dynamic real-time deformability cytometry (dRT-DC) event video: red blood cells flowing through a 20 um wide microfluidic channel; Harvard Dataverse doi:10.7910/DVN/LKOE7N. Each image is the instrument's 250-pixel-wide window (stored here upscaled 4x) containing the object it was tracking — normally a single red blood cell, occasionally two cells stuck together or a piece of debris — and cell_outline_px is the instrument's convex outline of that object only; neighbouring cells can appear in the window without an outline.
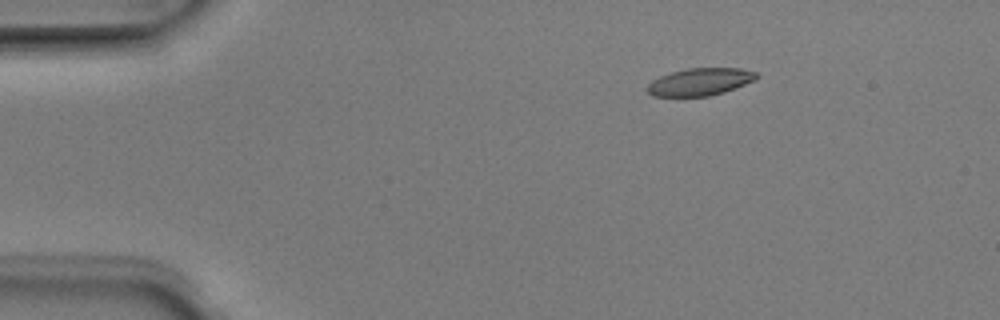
{"species": "Egyptian fruit bat (a non-hibernating species)", "species_latin": "Rousettus aegyptiacus", "temperature_condition": "room temperature", "stored_images_in_passage": 5, "camera_frame_rate_fps": 3000, "um_per_image_px": 0.085, "animal": {"sex": "male"}, "frame": {"image": 1, "passage_image": 3, "time_ms": 0.667, "image_size_px": [1000, 320], "cell_outline_px": [[760, 76], [756, 80], [724, 92], [708, 96], [652, 96], [648, 92], [648, 84], [652, 80], [660, 76], [672, 72], [688, 68], [740, 68], [756, 72]], "centroid_in_image_um": [59.53, 6.95], "position_along_channel_um": 25.5, "area_um2": 17.4}}